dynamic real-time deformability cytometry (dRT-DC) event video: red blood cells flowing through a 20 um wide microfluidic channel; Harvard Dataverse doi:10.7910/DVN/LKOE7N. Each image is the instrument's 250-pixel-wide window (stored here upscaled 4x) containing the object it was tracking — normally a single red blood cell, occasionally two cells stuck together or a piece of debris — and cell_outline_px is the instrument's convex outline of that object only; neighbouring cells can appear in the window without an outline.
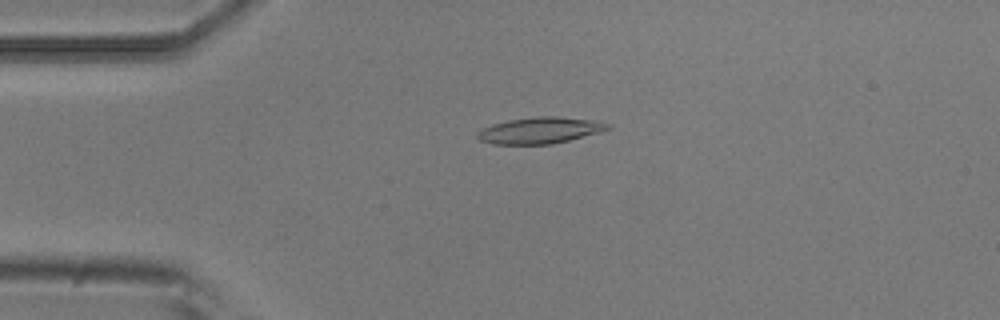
{"species": "common noctule bat (a hibernating species)", "species_latin": "Nyctalus noctula", "temperature_condition": "room temperature", "stored_images_in_passage": 37, "camera_frame_rate_fps": 3000, "um_per_image_px": 0.085, "animal": {"sex": "male", "body_mass_g": 20.5, "forearm_length_mm": 52.5}, "frame": {"image": 1, "passage_image": 2, "time_ms": 0.333, "image_size_px": [1000, 320], "cell_outline_px": [[612, 128], [568, 140], [552, 144], [492, 144], [480, 140], [476, 136], [476, 132], [492, 124], [508, 120], [536, 116], [556, 116], [588, 120], [612, 124]], "centroid_in_image_um": [45.85, 11.08], "position_along_channel_um": 39.2, "area_um2": 19.77}}
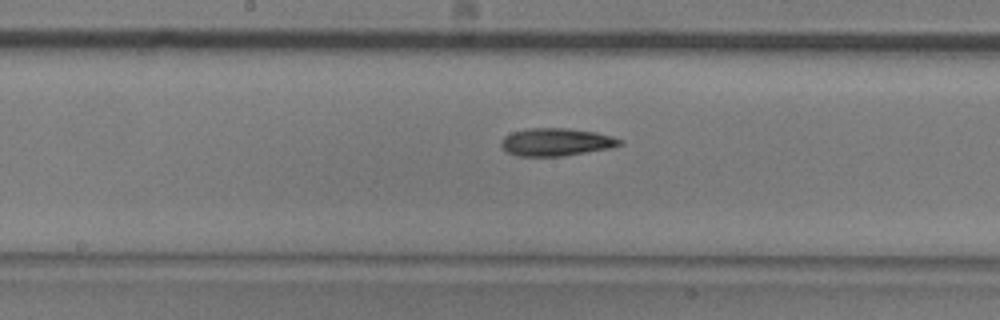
{"frame": {"image": 2, "passage_image": 17, "time_ms": 5.333, "image_size_px": [1000, 320], "cell_outline_px": [[624, 144], [612, 148], [560, 156], [520, 156], [508, 152], [500, 144], [504, 136], [512, 132], [528, 128], [568, 128], [596, 132], [612, 136], [624, 140]], "centroid_in_image_um": [47.32, 12.06], "position_along_channel_um": 200.9, "area_um2": 19.19}}
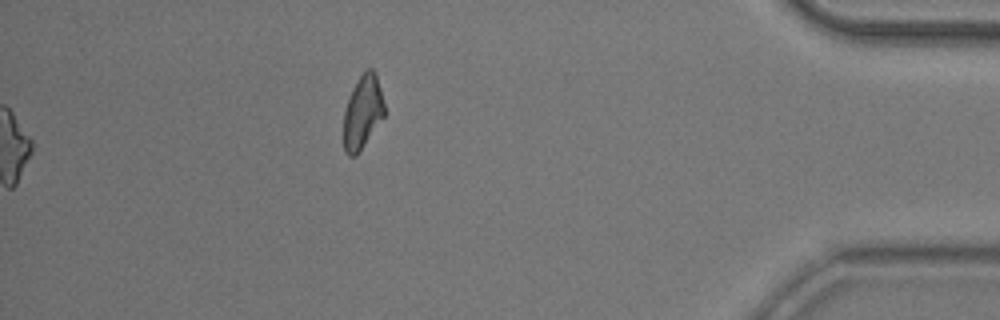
{"frame": {"image": 3, "passage_image": 37, "time_ms": 12.0, "image_size_px": [1000, 320], "cell_outline_px": [[384, 116], [356, 156], [348, 156], [344, 152], [344, 112], [352, 88], [360, 76], [368, 68], [372, 68], [376, 72], [384, 104]], "centroid_in_image_um": [30.82, 9.53], "position_along_channel_um": 404.4, "area_um2": 17.22}, "authors_computed_cell_mechanics": {"area_um2": 18.6694, "velocity_mm_per_s": 3.7507, "shape_relaxation_time_tau1_ms": null, "shape_relaxation_time_tau2_ms": 7.5086, "deformation_change_tau1": null, "deformation_change_tau2": 0.1716}}